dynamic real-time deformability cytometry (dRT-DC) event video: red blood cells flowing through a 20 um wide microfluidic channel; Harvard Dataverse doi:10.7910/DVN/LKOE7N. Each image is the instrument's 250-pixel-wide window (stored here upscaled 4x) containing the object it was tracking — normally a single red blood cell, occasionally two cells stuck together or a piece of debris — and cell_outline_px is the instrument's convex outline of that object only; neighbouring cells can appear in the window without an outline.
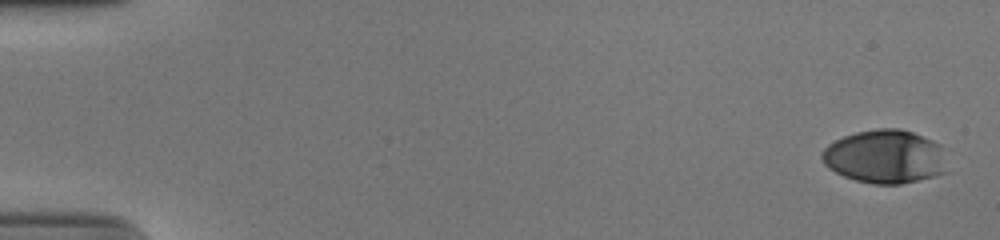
{"species": "human", "species_latin": "Homo sapiens", "temperature_condition": "cold", "stored_images_in_passage": 53, "camera_frame_rate_fps": 3000, "um_per_image_px": 0.085, "donor": {"sex": "male"}, "frame": {"image": 1, "passage_image": 1, "time_ms": 0.0, "image_size_px": [1000, 240], "cell_outline_px": [[952, 172], [936, 176], [900, 184], [872, 184], [856, 180], [844, 176], [828, 168], [824, 164], [820, 156], [824, 148], [828, 144], [844, 136], [856, 132], [876, 128], [900, 128], [912, 132], [932, 140], [940, 144]], "centroid_in_image_um": [75.29, 13.32], "position_along_channel_um": 9.7, "area_um2": 39.71}}
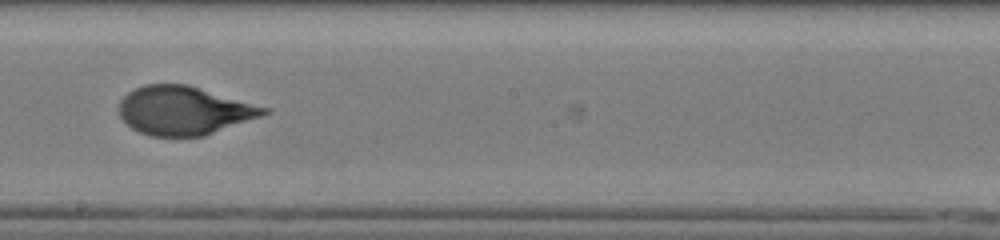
{"frame": {"image": 2, "passage_image": 31, "time_ms": 10.0, "image_size_px": [1000, 240], "cell_outline_px": [[272, 112], [204, 136], [152, 136], [140, 132], [132, 128], [120, 116], [120, 100], [128, 92], [144, 84], [188, 84], [272, 108]], "centroid_in_image_um": [15.69, 9.38], "position_along_channel_um": 232.5, "area_um2": 41.04}}
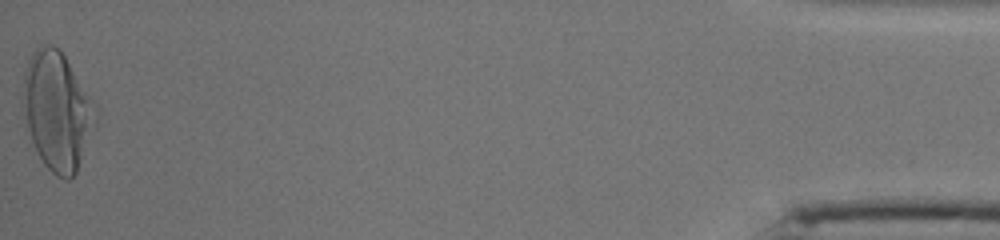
{"frame": {"image": 3, "passage_image": 53, "time_ms": 17.333, "image_size_px": [1000, 240], "cell_outline_px": [[96, 124], [76, 172], [68, 180], [64, 180], [56, 176], [44, 164], [36, 152], [24, 128], [20, 100], [24, 76], [28, 60], [32, 52], [36, 48], [44, 44], [52, 44], [64, 56], [96, 104]], "centroid_in_image_um": [4.81, 9.45], "position_along_channel_um": 430.4, "area_um2": 50.75}, "authors_computed_cell_mechanics": {"area_um2": 40.749, "velocity_mm_per_s": 3.9027, "shape_relaxation_time_tau1_ms": 6.0452, "shape_relaxation_time_tau2_ms": null, "deformation_change_tau1": 0.261, "deformation_change_tau2": null}}